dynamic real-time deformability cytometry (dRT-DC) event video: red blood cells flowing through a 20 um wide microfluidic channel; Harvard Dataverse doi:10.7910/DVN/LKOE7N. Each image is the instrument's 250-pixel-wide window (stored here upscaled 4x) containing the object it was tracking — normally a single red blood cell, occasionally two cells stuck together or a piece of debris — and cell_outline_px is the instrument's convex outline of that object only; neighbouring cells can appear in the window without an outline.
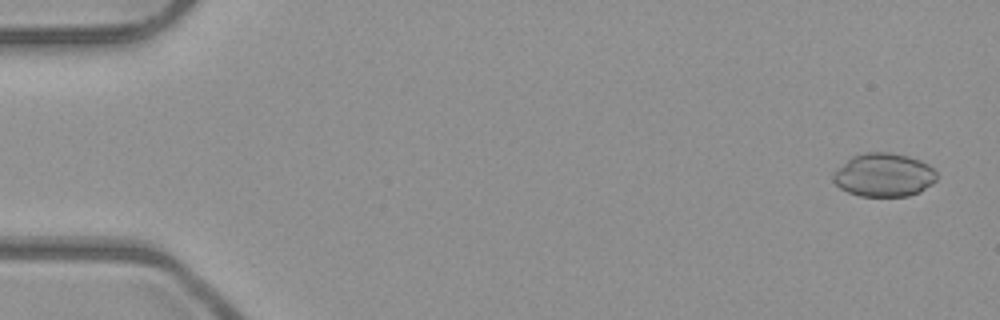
{"species": "common noctule bat (a hibernating species)", "species_latin": "Nyctalus noctula", "temperature_condition": "room temperature", "stored_images_in_passage": 53, "camera_frame_rate_fps": 3000, "um_per_image_px": 0.085, "animal": {"sex": "male", "body_mass_g": 23.1, "forearm_length_mm": 52.7}, "frame": {"image": 1, "passage_image": 3, "time_ms": 0.667, "image_size_px": [1000, 320], "cell_outline_px": [[936, 180], [932, 184], [920, 192], [908, 196], [860, 196], [848, 192], [840, 188], [832, 180], [832, 172], [852, 156], [864, 152], [888, 152], [908, 156], [920, 160], [928, 164], [936, 172]], "centroid_in_image_um": [75.11, 14.87], "position_along_channel_um": 9.9, "area_um2": 26.36}}
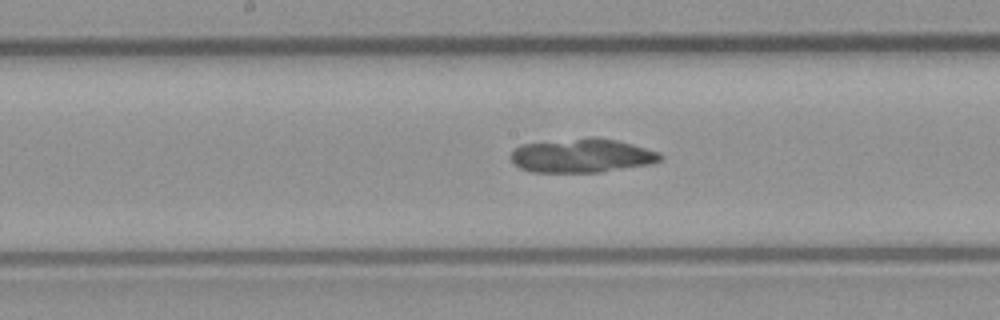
{"frame": {"image": 2, "passage_image": 28, "time_ms": 9.0, "image_size_px": [1000, 320], "cell_outline_px": [[664, 156], [660, 160], [652, 164], [600, 172], [532, 172], [520, 168], [508, 156], [516, 148], [524, 144], [576, 140], [616, 140], [632, 144], [660, 152]], "centroid_in_image_um": [49.5, 13.28], "position_along_channel_um": 198.7, "area_um2": 28.5}}
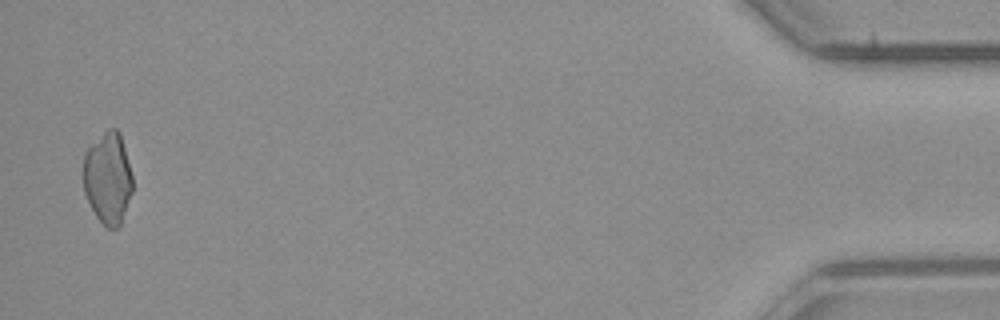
{"frame": {"image": 3, "passage_image": 52, "time_ms": 17.0, "image_size_px": [1000, 320], "cell_outline_px": [[132, 192], [120, 228], [108, 228], [96, 216], [84, 192], [84, 156], [88, 148], [108, 128], [116, 128], [120, 132], [132, 176]], "centroid_in_image_um": [9.19, 15.16], "position_along_channel_um": 426.0, "area_um2": 26.07}, "authors_computed_cell_mechanics": {"area_um2": 28.611, "velocity_mm_per_s": 3.988, "shape_relaxation_time_tau1_ms": null, "shape_relaxation_time_tau2_ms": 8.4305, "deformation_change_tau1": null, "deformation_change_tau2": 0.0999}}